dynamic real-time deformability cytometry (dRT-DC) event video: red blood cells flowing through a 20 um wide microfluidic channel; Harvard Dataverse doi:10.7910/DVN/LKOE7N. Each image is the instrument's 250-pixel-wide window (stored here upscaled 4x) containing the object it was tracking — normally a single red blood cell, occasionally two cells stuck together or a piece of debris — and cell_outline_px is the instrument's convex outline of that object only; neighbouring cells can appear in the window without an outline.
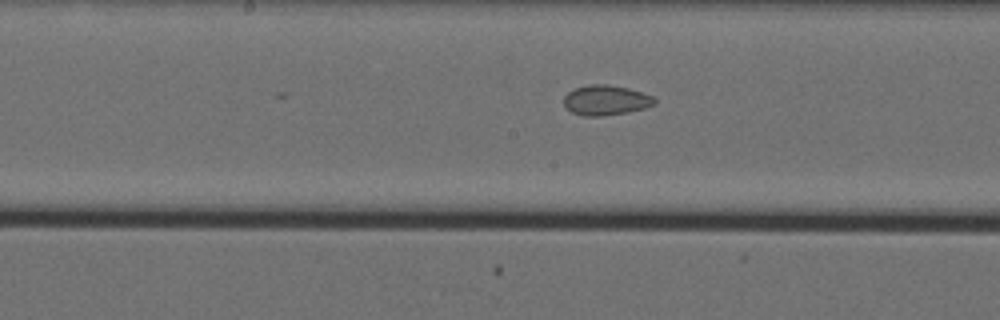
{"species": "Egyptian fruit bat (a non-hibernating species)", "species_latin": "Rousettus aegyptiacus", "temperature_condition": "cold", "stored_images_in_passage": 24, "camera_frame_rate_fps": 3000, "um_per_image_px": 0.085, "animal": {"sex": "female"}, "frame": {"image": 1, "passage_image": 24, "time_ms": 7.667, "image_size_px": [1000, 320], "cell_outline_px": [[656, 104], [644, 108], [628, 112], [600, 116], [584, 116], [572, 112], [564, 104], [564, 96], [568, 92], [576, 88], [588, 84], [608, 84], [628, 88], [652, 96], [656, 100]], "centroid_in_image_um": [51.5, 8.51], "position_along_channel_um": 196.7, "area_um2": 15.78}}